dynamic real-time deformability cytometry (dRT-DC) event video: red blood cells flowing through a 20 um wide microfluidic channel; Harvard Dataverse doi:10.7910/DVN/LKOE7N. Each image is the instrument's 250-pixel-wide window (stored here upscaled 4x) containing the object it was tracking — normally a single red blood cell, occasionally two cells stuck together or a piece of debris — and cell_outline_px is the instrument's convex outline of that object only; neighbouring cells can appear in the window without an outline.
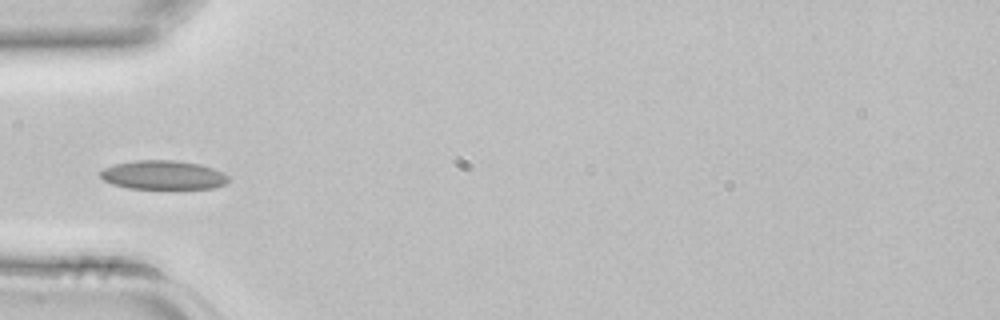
{"species": "common noctule bat (a hibernating species)", "species_latin": "Nyctalus noctula", "temperature_condition": "room temperature", "stored_images_in_passage": 5, "camera_frame_rate_fps": 3000, "um_per_image_px": 0.085, "animal": {"sex": "female", "body_mass_g": 22.7, "forearm_length_mm": 54.2}, "frame": {"image": 1, "passage_image": 4, "time_ms": 1.0, "image_size_px": [1000, 320], "cell_outline_px": [[228, 180], [224, 184], [212, 188], [128, 188], [112, 184], [104, 180], [100, 176], [100, 172], [104, 168], [116, 164], [136, 160], [176, 160], [200, 164], [224, 172], [228, 176]], "centroid_in_image_um": [13.87, 14.87], "position_along_channel_um": 71.1, "area_um2": 21.44}}